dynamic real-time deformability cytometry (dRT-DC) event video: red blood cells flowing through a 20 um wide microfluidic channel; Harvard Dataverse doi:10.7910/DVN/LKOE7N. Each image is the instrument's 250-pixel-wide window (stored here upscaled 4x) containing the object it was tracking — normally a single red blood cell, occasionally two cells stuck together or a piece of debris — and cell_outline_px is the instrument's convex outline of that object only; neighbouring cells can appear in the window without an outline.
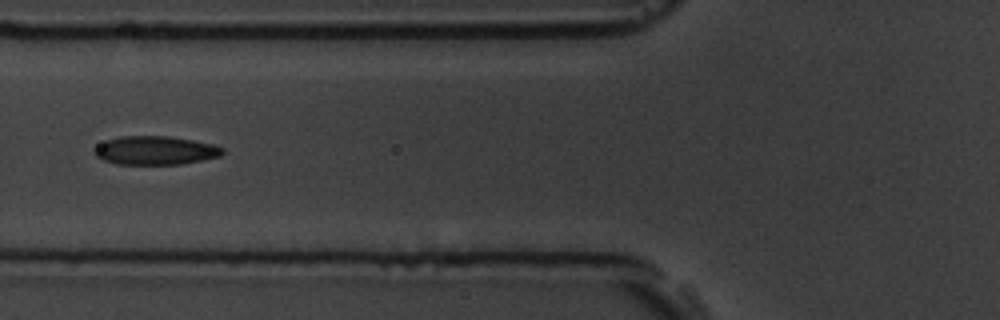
{"species": "common noctule bat (a hibernating species)", "species_latin": "Nyctalus noctula", "temperature_condition": "room temperature", "stored_images_in_passage": 12, "camera_frame_rate_fps": 3000, "um_per_image_px": 0.085, "animal": {"sex": "male", "body_mass_g": 19.5, "forearm_length_mm": 54.6}, "frame": {"image": 1, "passage_image": 7, "time_ms": 8.0, "image_size_px": [1000, 320], "cell_outline_px": [[224, 152], [220, 156], [180, 164], [116, 164], [104, 160], [96, 156], [92, 152], [100, 144], [108, 140], [120, 136], [168, 136], [192, 140], [212, 144], [224, 148]], "centroid_in_image_um": [13.2, 12.78], "position_along_channel_um": 112.6, "area_um2": 21.15}}
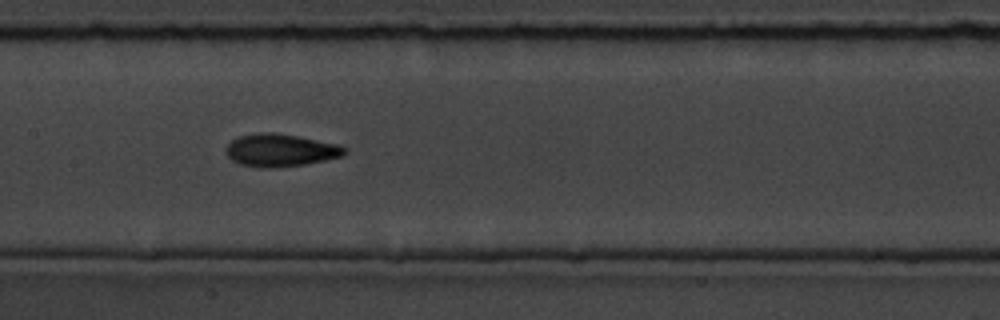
{"frame": {"image": 2, "passage_image": 9, "time_ms": 10.0, "image_size_px": [1000, 320], "cell_outline_px": [[344, 156], [304, 164], [276, 168], [264, 168], [240, 164], [232, 160], [224, 152], [224, 148], [236, 136], [256, 132], [272, 132], [296, 136], [340, 144], [344, 148]], "centroid_in_image_um": [23.78, 12.76], "position_along_channel_um": 183.6, "area_um2": 22.66}}
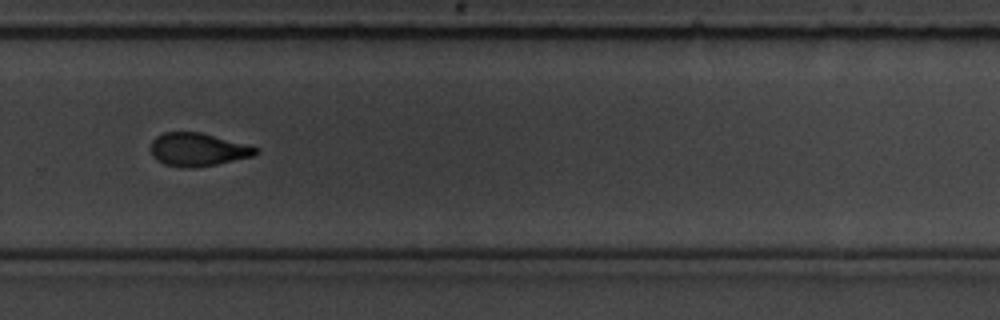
{"frame": {"image": 3, "passage_image": 12, "time_ms": 13.667, "image_size_px": [1000, 320], "cell_outline_px": [[260, 152], [256, 156], [196, 168], [188, 168], [164, 164], [156, 160], [152, 156], [152, 140], [156, 136], [164, 132], [200, 132], [260, 148]], "centroid_in_image_um": [16.84, 12.72], "position_along_channel_um": 313.0, "area_um2": 20.35}}